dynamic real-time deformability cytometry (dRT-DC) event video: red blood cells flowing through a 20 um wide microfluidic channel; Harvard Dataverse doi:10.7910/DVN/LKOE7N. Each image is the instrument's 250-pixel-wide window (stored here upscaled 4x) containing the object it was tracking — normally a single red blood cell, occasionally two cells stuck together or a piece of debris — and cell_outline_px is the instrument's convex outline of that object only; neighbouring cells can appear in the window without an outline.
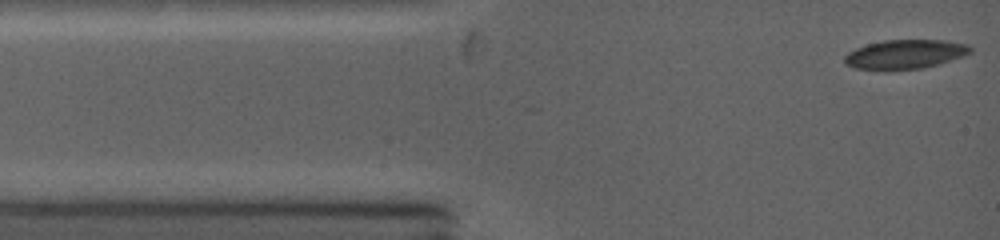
{"species": "common noctule bat (a hibernating species)", "species_latin": "Nyctalus noctula", "temperature_condition": "warm", "stored_images_in_passage": 8, "camera_frame_rate_fps": 5000, "um_per_image_px": 0.085, "animal": {"sex": "female", "body_mass_g": 19.0, "forearm_length_mm": 53.3}, "frame": {"image": 1, "passage_image": 1, "time_ms": 0.0, "image_size_px": [1000, 240], "cell_outline_px": [[972, 52], [936, 64], [920, 68], [856, 68], [848, 64], [844, 60], [844, 56], [848, 52], [856, 48], [868, 44], [888, 40], [944, 40], [968, 44], [972, 48]], "centroid_in_image_um": [76.96, 4.57], "position_along_channel_um": 8.0, "area_um2": 20.46}}
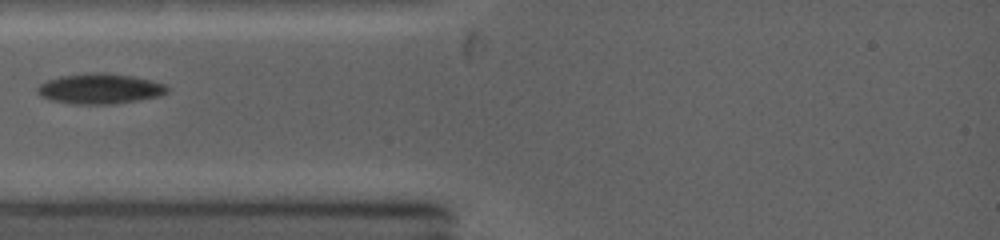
{"frame": {"image": 2, "passage_image": 5, "time_ms": 2.8, "image_size_px": [1000, 240], "cell_outline_px": [[168, 88], [164, 92], [156, 96], [136, 100], [112, 104], [76, 104], [52, 100], [44, 96], [40, 92], [40, 84], [48, 80], [64, 76], [132, 76], [164, 84]], "centroid_in_image_um": [8.51, 7.6], "position_along_channel_um": 76.5, "area_um2": 20.92}}
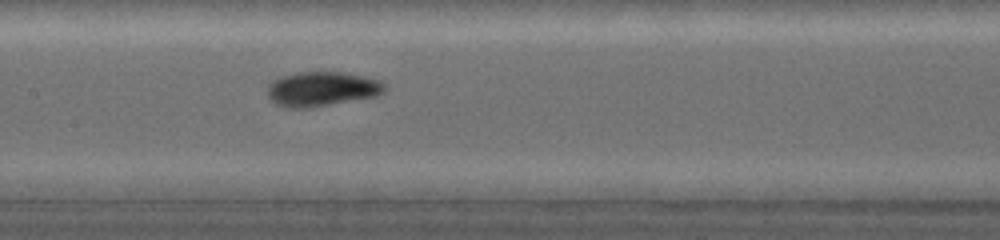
{"frame": {"image": 3, "passage_image": 8, "time_ms": 5.2, "image_size_px": [1000, 240], "cell_outline_px": [[384, 88], [376, 96], [308, 108], [288, 108], [276, 104], [268, 96], [268, 88], [276, 80], [284, 76], [300, 72], [336, 72], [376, 80]], "centroid_in_image_um": [27.27, 7.59], "position_along_channel_um": 180.1, "area_um2": 22.54}}